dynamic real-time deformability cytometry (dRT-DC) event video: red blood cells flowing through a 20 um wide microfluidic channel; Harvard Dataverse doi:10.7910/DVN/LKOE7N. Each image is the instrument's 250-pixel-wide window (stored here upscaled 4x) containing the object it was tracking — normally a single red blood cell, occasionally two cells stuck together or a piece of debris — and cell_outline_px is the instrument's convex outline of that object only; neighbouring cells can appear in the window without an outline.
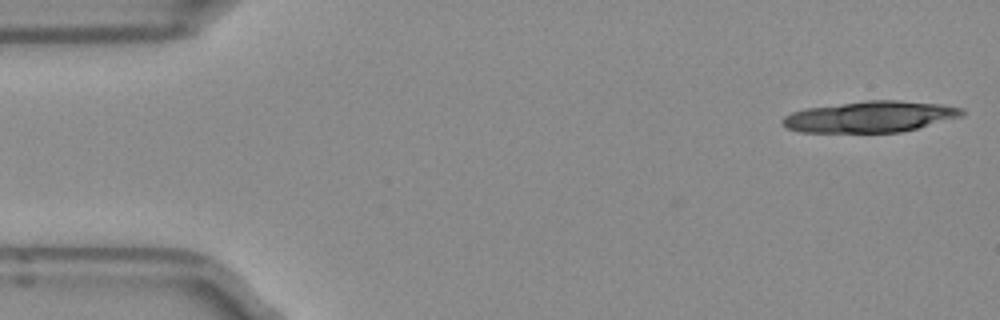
{"species": "Egyptian fruit bat (a non-hibernating species)", "species_latin": "Rousettus aegyptiacus", "temperature_condition": "room temperature", "stored_images_in_passage": 11, "camera_frame_rate_fps": 3000, "um_per_image_px": 0.085, "frame": {"image": 1, "passage_image": 1, "time_ms": 0.0, "image_size_px": [1000, 320], "cell_outline_px": [[964, 116], [900, 132], [800, 132], [788, 128], [780, 124], [780, 120], [784, 116], [792, 112], [804, 108], [864, 100], [900, 100], [944, 104], [964, 108]], "centroid_in_image_um": [73.96, 9.91], "position_along_channel_um": 11.0, "area_um2": 32.89}}